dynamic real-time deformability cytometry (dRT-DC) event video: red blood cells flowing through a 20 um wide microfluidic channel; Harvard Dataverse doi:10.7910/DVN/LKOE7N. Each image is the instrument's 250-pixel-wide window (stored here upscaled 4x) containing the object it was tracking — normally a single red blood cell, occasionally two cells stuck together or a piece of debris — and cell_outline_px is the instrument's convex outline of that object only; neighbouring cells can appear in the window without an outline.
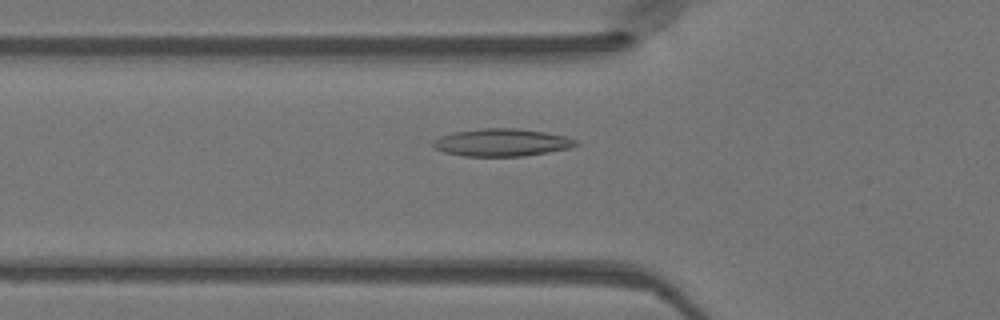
{"species": "Egyptian fruit bat (a non-hibernating species)", "species_latin": "Rousettus aegyptiacus", "temperature_condition": "warm", "stored_images_in_passage": 46, "camera_frame_rate_fps": 3000, "um_per_image_px": 0.085, "animal": {"sex": "female"}, "frame": {"image": 1, "passage_image": 14, "time_ms": 4.333, "image_size_px": [1000, 320], "cell_outline_px": [[580, 144], [568, 148], [548, 152], [524, 156], [464, 156], [444, 152], [436, 148], [432, 144], [432, 140], [440, 136], [452, 132], [480, 128], [516, 128], [544, 132], [564, 136], [576, 140]], "centroid_in_image_um": [42.62, 12.11], "position_along_channel_um": 83.2, "area_um2": 22.89}}
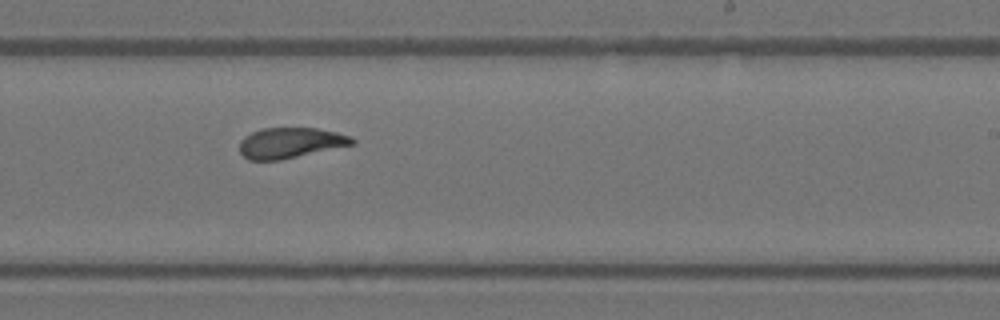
{"frame": {"image": 2, "passage_image": 27, "time_ms": 8.667, "image_size_px": [1000, 320], "cell_outline_px": [[356, 144], [280, 160], [248, 160], [240, 152], [240, 140], [244, 136], [260, 128], [316, 128], [336, 132], [352, 136], [356, 140]], "centroid_in_image_um": [24.7, 12.14], "position_along_channel_um": 264.3, "area_um2": 20.17}}
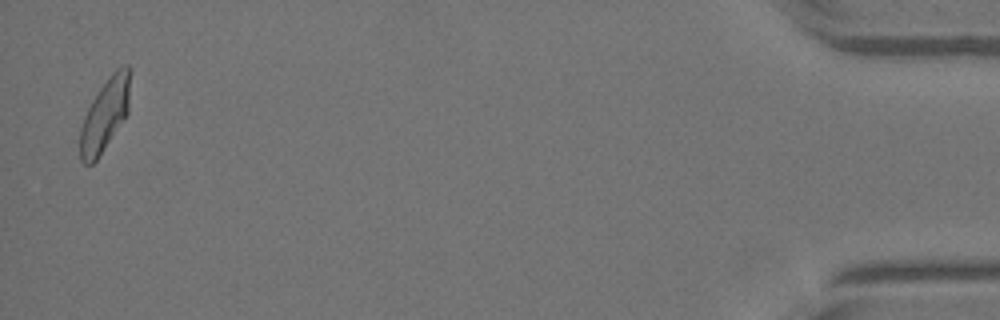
{"frame": {"image": 3, "passage_image": 45, "time_ms": 14.667, "image_size_px": [1000, 320], "cell_outline_px": [[132, 68], [128, 112], [96, 160], [92, 164], [84, 164], [80, 160], [80, 128], [84, 116], [92, 100], [108, 76], [116, 68], [124, 64], [128, 64]], "centroid_in_image_um": [8.94, 9.67], "position_along_channel_um": 426.3, "area_um2": 21.21}}